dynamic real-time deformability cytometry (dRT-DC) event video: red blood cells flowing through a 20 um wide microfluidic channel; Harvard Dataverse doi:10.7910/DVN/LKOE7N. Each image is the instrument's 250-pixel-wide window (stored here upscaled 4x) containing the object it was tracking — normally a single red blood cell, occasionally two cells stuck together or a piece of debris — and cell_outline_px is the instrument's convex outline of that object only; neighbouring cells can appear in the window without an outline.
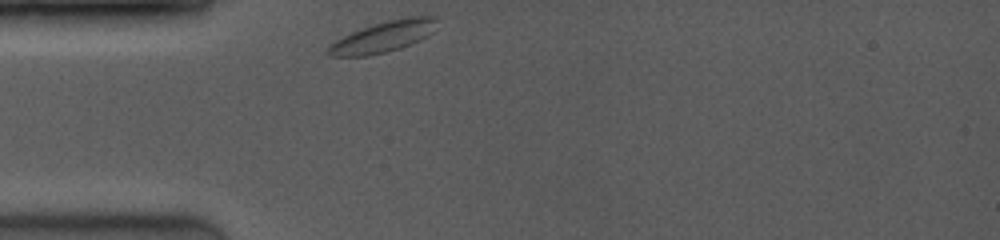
{"species": "common noctule bat (a hibernating species)", "species_latin": "Nyctalus noctula", "temperature_condition": "room temperature", "stored_images_in_passage": 41, "camera_frame_rate_fps": 4000, "um_per_image_px": 0.085, "animal": {"sex": "female", "body_mass_g": 19.0, "forearm_length_mm": 53.3}, "frame": {"image": 1, "passage_image": 1, "time_ms": 0.0, "image_size_px": [1000, 240], "cell_outline_px": [[436, 20], [428, 36], [400, 48], [368, 56], [328, 56], [328, 48], [336, 40], [352, 32], [376, 24], [392, 20], [416, 16], [432, 16]], "centroid_in_image_um": [32.54, 3.15], "position_along_channel_um": 52.5, "area_um2": 18.73}}
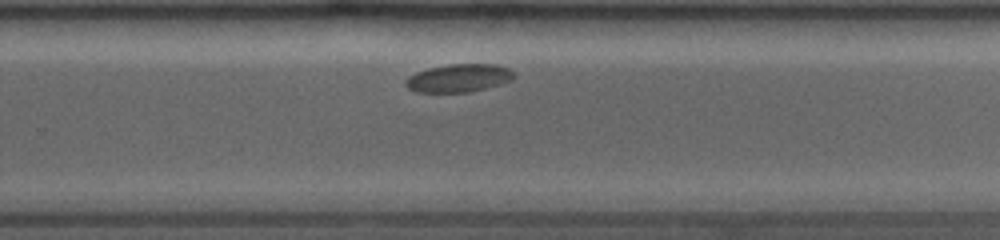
{"frame": {"image": 2, "passage_image": 28, "time_ms": 6.75, "image_size_px": [1000, 240], "cell_outline_px": [[516, 76], [512, 80], [484, 88], [468, 92], [416, 92], [408, 88], [404, 84], [416, 72], [428, 68], [448, 64], [496, 64], [508, 68]], "centroid_in_image_um": [39.01, 6.63], "position_along_channel_um": 290.8, "area_um2": 17.46}}
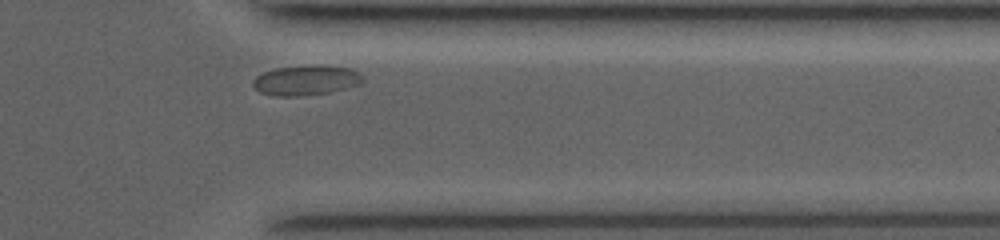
{"frame": {"image": 3, "passage_image": 38, "time_ms": 9.25, "image_size_px": [1000, 240], "cell_outline_px": [[364, 80], [356, 84], [344, 88], [328, 92], [296, 96], [276, 96], [260, 92], [252, 84], [252, 80], [256, 76], [264, 72], [276, 68], [316, 64], [348, 68], [356, 72]], "centroid_in_image_um": [25.94, 6.81], "position_along_channel_um": 385.5, "area_um2": 18.79}, "authors_computed_cell_mechanics": {"area_um2": 17.6868, "velocity_mm_per_s": 3.6631, "shape_relaxation_time_tau1_ms": 8.6658, "shape_relaxation_time_tau2_ms": null, "deformation_change_tau1": 0.0828, "deformation_change_tau2": null}}